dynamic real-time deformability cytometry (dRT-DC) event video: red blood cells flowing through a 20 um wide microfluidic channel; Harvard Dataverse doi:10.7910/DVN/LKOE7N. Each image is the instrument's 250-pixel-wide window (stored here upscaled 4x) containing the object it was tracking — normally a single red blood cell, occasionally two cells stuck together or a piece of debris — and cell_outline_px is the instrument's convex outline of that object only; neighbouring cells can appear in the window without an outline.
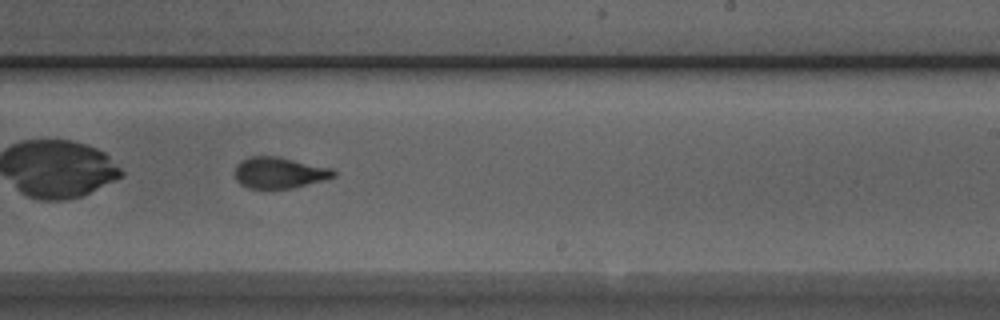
{"species": "Egyptian fruit bat (a non-hibernating species)", "species_latin": "Rousettus aegyptiacus", "temperature_condition": "room temperature", "stored_images_in_passage": 37, "camera_frame_rate_fps": 3000, "um_per_image_px": 0.085, "animal": {"sex": "male"}, "frame": {"image": 1, "passage_image": 16, "time_ms": 5.0, "image_size_px": [1000, 320], "cell_outline_px": [[336, 176], [324, 180], [292, 188], [248, 188], [240, 184], [236, 180], [236, 164], [240, 160], [248, 156], [276, 156], [332, 168], [336, 172]], "centroid_in_image_um": [23.73, 14.67], "position_along_channel_um": 265.3, "area_um2": 17.92}}
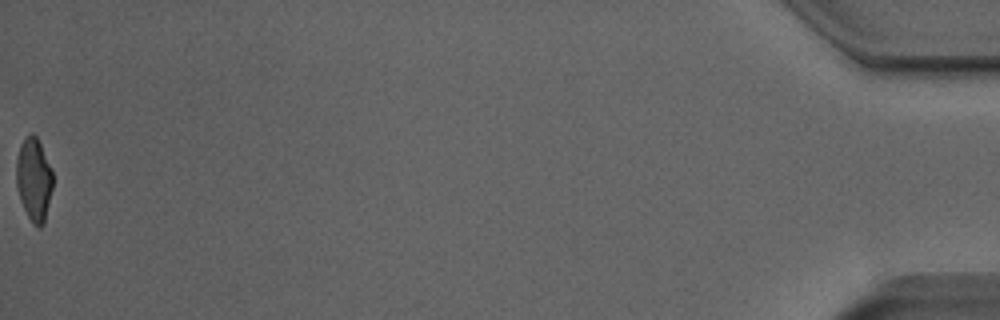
{"frame": {"image": 2, "passage_image": 37, "time_ms": 12.0, "image_size_px": [1000, 320], "cell_outline_px": [[52, 188], [44, 224], [40, 228], [36, 228], [32, 224], [20, 200], [16, 184], [16, 160], [20, 144], [32, 132], [36, 136], [40, 144], [52, 172]], "centroid_in_image_um": [2.86, 15.3], "position_along_channel_um": 432.3, "area_um2": 17.51}, "authors_computed_cell_mechanics": {"area_um2": 18.4382, "velocity_mm_per_s": 3.9455, "shape_relaxation_time_tau1_ms": 5.5408, "shape_relaxation_time_tau2_ms": 1.0916, "deformation_change_tau1": 0.1884, "deformation_change_tau2": 0.0772}}